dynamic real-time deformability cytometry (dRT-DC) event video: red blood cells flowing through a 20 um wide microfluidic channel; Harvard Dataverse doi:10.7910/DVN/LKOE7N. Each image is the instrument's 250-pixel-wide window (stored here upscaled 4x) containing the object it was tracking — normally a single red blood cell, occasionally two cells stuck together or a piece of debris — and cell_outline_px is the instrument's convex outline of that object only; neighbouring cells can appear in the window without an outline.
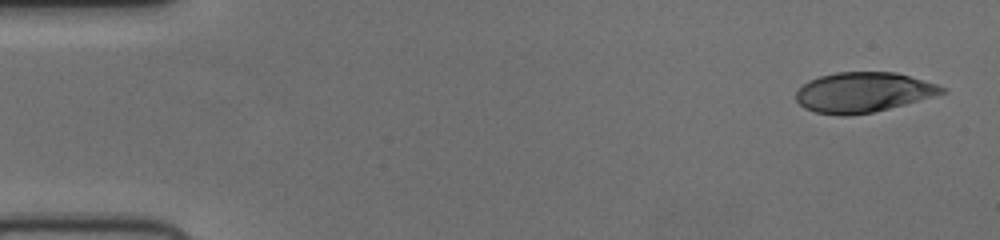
{"species": "human", "species_latin": "Homo sapiens", "temperature_condition": "cold", "stored_images_in_passage": 51, "camera_frame_rate_fps": 3000, "um_per_image_px": 0.085, "donor": {"sex": "female"}, "frame": {"image": 1, "passage_image": 1, "time_ms": 0.0, "image_size_px": [1000, 240], "cell_outline_px": [[948, 92], [904, 104], [872, 112], [848, 116], [840, 116], [816, 112], [804, 108], [796, 100], [796, 92], [808, 80], [820, 76], [836, 72], [896, 72], [936, 84], [948, 88]], "centroid_in_image_um": [73.37, 7.84], "position_along_channel_um": 11.6, "area_um2": 33.93}}
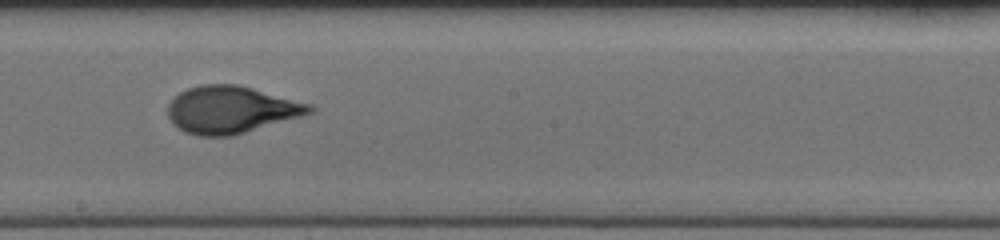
{"frame": {"image": 2, "passage_image": 28, "time_ms": 9.0, "image_size_px": [1000, 240], "cell_outline_px": [[316, 108], [312, 112], [304, 116], [232, 136], [196, 136], [184, 132], [172, 124], [168, 116], [168, 104], [180, 92], [188, 88], [200, 84], [236, 84], [252, 88], [312, 104]], "centroid_in_image_um": [19.65, 9.33], "position_along_channel_um": 228.6, "area_um2": 39.25}}
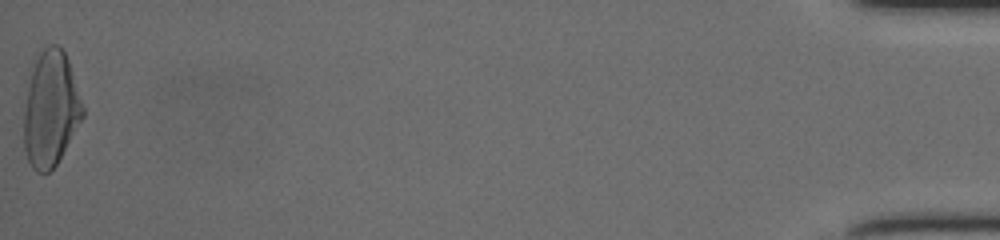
{"frame": {"image": 3, "passage_image": 51, "time_ms": 16.667, "image_size_px": [1000, 240], "cell_outline_px": [[84, 116], [56, 164], [48, 172], [36, 172], [32, 168], [28, 160], [24, 148], [24, 112], [28, 88], [32, 72], [36, 60], [40, 52], [48, 44], [56, 44], [64, 52], [68, 60], [84, 108]], "centroid_in_image_um": [4.31, 9.29], "position_along_channel_um": 430.9, "area_um2": 38.9}}